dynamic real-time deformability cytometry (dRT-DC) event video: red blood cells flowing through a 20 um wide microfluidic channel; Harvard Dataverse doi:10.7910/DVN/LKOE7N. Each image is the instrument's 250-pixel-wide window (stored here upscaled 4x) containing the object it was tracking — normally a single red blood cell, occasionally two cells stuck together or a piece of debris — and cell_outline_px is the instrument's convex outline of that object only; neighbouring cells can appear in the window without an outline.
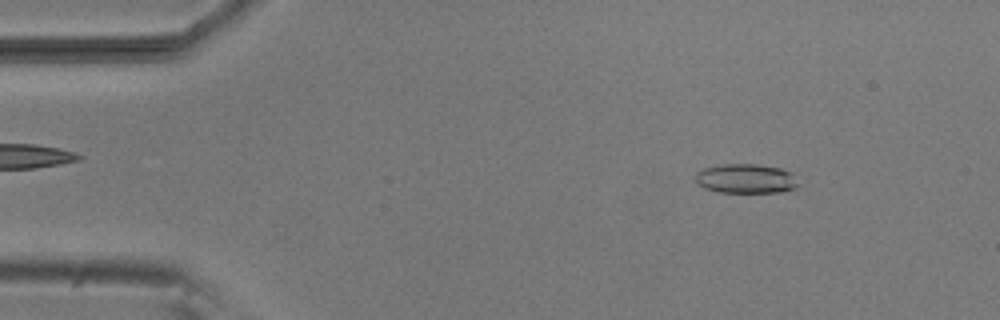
{"species": "common noctule bat (a hibernating species)", "species_latin": "Nyctalus noctula", "temperature_condition": "room temperature", "stored_images_in_passage": 37, "camera_frame_rate_fps": 3000, "um_per_image_px": 0.085, "animal": {"sex": "male", "body_mass_g": 20.5, "forearm_length_mm": 52.5}, "frame": {"image": 1, "passage_image": 1, "time_ms": 0.0, "image_size_px": [1000, 320], "cell_outline_px": [[796, 188], [784, 192], [720, 192], [704, 188], [696, 184], [696, 172], [704, 168], [724, 164], [756, 164], [780, 168], [792, 172], [796, 184]], "centroid_in_image_um": [63.38, 15.18], "position_along_channel_um": 21.6, "area_um2": 17.57}}
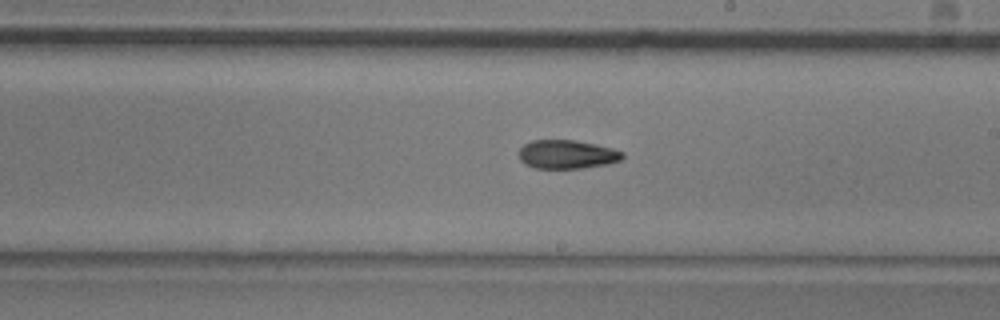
{"frame": {"image": 2, "passage_image": 24, "time_ms": 7.667, "image_size_px": [1000, 320], "cell_outline_px": [[624, 156], [620, 160], [608, 164], [584, 168], [532, 168], [524, 164], [520, 160], [520, 148], [524, 144], [532, 140], [576, 140], [612, 148], [624, 152]], "centroid_in_image_um": [48.19, 13.12], "position_along_channel_um": 240.8, "area_um2": 17.4}}
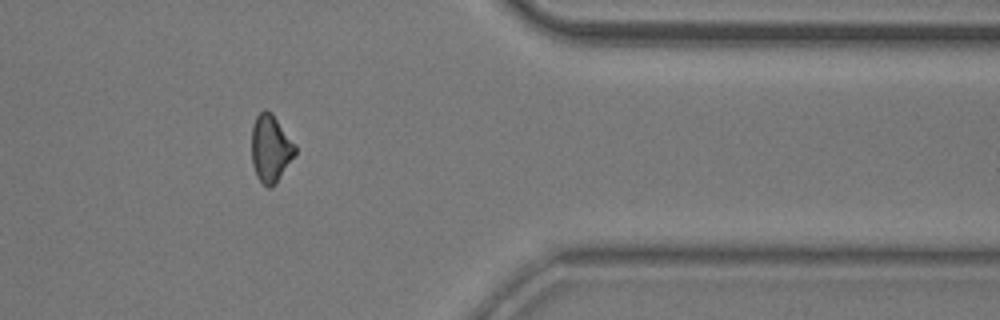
{"frame": {"image": 3, "passage_image": 37, "time_ms": 12.0, "image_size_px": [1000, 320], "cell_outline_px": [[296, 152], [276, 184], [272, 188], [268, 188], [256, 176], [252, 164], [252, 124], [256, 116], [264, 108], [272, 112], [296, 144]], "centroid_in_image_um": [23.0, 12.6], "position_along_channel_um": 388.4, "area_um2": 17.28}, "authors_computed_cell_mechanics": {"area_um2": 17.6868, "velocity_mm_per_s": 3.8357, "shape_relaxation_time_tau1_ms": 8.1492, "shape_relaxation_time_tau2_ms": 4.604, "deformation_change_tau1": 0.1811, "deformation_change_tau2": 0.1275}}